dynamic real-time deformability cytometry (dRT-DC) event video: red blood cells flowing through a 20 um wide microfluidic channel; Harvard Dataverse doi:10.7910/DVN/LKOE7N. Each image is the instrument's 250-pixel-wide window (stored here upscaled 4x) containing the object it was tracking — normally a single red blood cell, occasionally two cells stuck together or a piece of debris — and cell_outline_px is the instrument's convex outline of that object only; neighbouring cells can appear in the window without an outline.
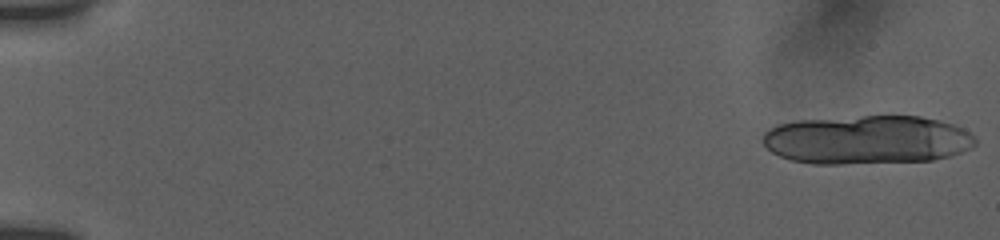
{"species": "human", "species_latin": "Homo sapiens", "temperature_condition": "room temperature", "stored_images_in_passage": 16, "camera_frame_rate_fps": 3000, "um_per_image_px": 0.085, "donor": {"sex": "female"}, "frame": {"image": 1, "passage_image": 1, "time_ms": 0.0, "image_size_px": [1000, 240], "cell_outline_px": [[976, 144], [972, 148], [948, 156], [932, 160], [840, 164], [812, 164], [792, 160], [780, 156], [772, 152], [764, 144], [764, 132], [776, 124], [796, 120], [864, 116], [920, 116], [940, 120], [964, 128], [976, 140]], "centroid_in_image_um": [73.69, 11.88], "position_along_channel_um": 11.3, "area_um2": 60.46}}